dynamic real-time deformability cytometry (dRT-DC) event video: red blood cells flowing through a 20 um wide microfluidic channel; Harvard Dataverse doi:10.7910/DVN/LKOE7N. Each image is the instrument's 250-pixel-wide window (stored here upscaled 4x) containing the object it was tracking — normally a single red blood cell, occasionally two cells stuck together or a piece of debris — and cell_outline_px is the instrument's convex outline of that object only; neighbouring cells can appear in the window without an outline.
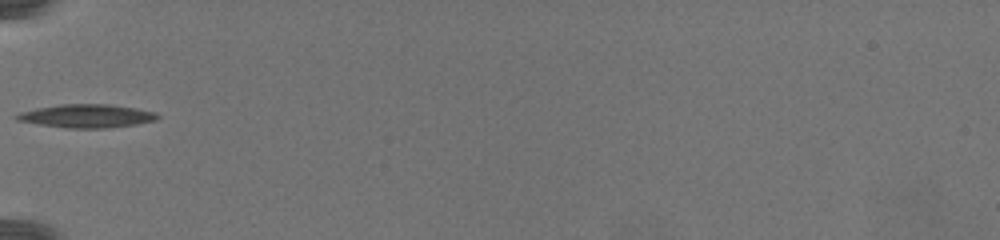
{"species": "common noctule bat (a hibernating species)", "species_latin": "Nyctalus noctula", "temperature_condition": "warm", "stored_images_in_passage": 61, "camera_frame_rate_fps": 3000, "um_per_image_px": 0.085, "animal": {"sex": "female", "body_mass_g": 19.5, "forearm_length_mm": 54.1}, "frame": {"image": 1, "passage_image": 1, "time_ms": 0.0, "image_size_px": [1000, 240], "cell_outline_px": [[160, 116], [156, 120], [136, 124], [104, 128], [68, 128], [40, 124], [16, 120], [12, 116], [20, 112], [36, 108], [60, 104], [108, 104], [136, 108], [156, 112]], "centroid_in_image_um": [7.36, 9.85], "position_along_channel_um": 77.6, "area_um2": 19.13}}
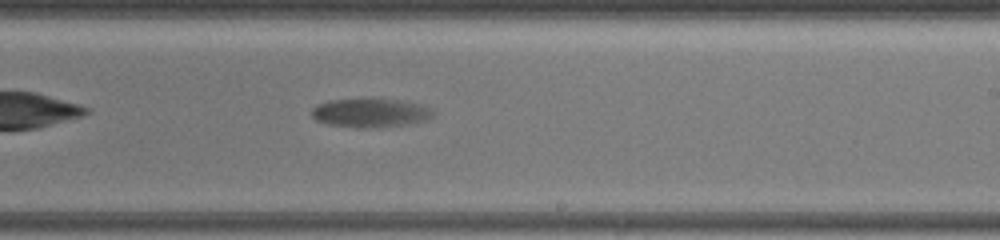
{"frame": {"image": 2, "passage_image": 18, "time_ms": 7.0, "image_size_px": [1000, 240], "cell_outline_px": [[432, 116], [428, 120], [408, 124], [380, 128], [356, 128], [328, 124], [316, 120], [312, 116], [312, 108], [316, 104], [328, 100], [396, 100], [420, 104], [432, 108]], "centroid_in_image_um": [31.48, 9.62], "position_along_channel_um": 257.5, "area_um2": 20.29}}
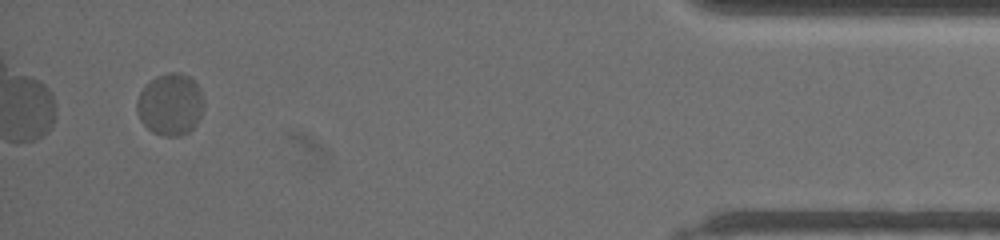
{"frame": {"image": 3, "passage_image": 54, "time_ms": 15.667, "image_size_px": [1000, 240], "cell_outline_px": [[204, 108], [196, 124], [188, 132], [180, 136], [164, 136], [152, 132], [140, 120], [136, 112], [136, 100], [144, 84], [156, 76], [168, 72], [180, 72], [188, 76], [200, 88], [204, 100]], "centroid_in_image_um": [14.46, 8.86], "position_along_channel_um": 420.7, "area_um2": 24.45}}